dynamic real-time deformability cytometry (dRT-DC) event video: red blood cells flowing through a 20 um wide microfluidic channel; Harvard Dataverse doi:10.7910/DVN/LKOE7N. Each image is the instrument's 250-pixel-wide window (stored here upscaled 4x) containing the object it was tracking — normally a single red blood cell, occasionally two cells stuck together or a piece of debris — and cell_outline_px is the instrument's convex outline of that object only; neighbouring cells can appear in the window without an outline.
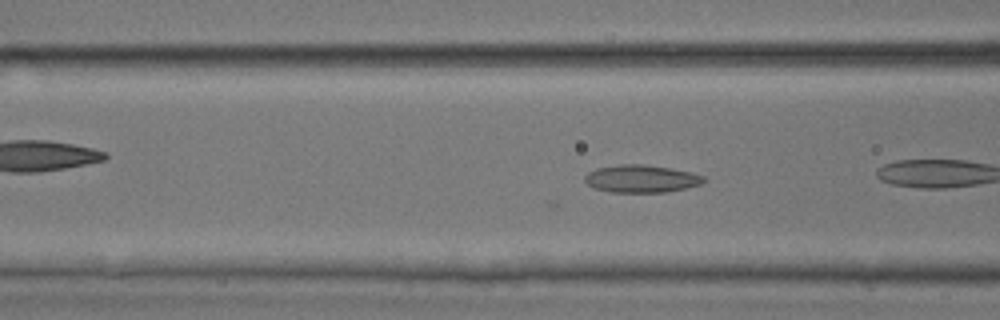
{"species": "common noctule bat (a hibernating species)", "species_latin": "Nyctalus noctula", "temperature_condition": "room temperature", "stored_images_in_passage": 27, "camera_frame_rate_fps": 3000, "um_per_image_px": 0.085, "animal": {"sex": "male", "body_mass_g": 17.9, "forearm_length_mm": 54.2}, "frame": {"image": 1, "passage_image": 4, "time_ms": 1.0, "image_size_px": [1000, 320], "cell_outline_px": [[708, 180], [700, 184], [684, 188], [664, 192], [608, 192], [596, 188], [588, 184], [584, 180], [584, 176], [588, 172], [596, 168], [620, 164], [644, 164], [668, 168], [688, 172], [704, 176]], "centroid_in_image_um": [54.48, 15.19], "position_along_channel_um": 112.1, "area_um2": 18.96}}